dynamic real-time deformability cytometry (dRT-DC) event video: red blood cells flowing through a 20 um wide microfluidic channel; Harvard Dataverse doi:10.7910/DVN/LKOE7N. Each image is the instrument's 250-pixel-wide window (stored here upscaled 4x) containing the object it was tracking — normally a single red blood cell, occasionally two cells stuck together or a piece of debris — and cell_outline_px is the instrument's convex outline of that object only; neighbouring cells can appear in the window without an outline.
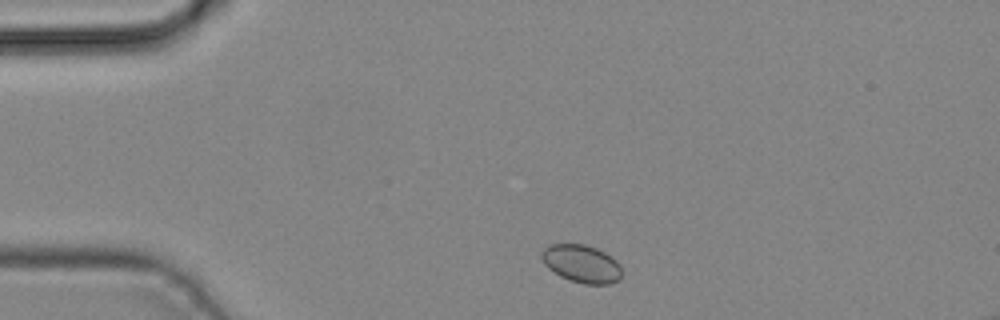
{"species": "common noctule bat (a hibernating species)", "species_latin": "Nyctalus noctula", "temperature_condition": "cold", "stored_images_in_passage": 39, "camera_frame_rate_fps": 3000, "um_per_image_px": 0.085, "animal": {"sex": "male", "body_mass_g": 19.2, "forearm_length_mm": 51.8}, "frame": {"image": 1, "passage_image": 2, "time_ms": 0.333, "image_size_px": [1000, 320], "cell_outline_px": [[620, 280], [608, 284], [584, 284], [568, 280], [560, 276], [548, 268], [544, 264], [540, 256], [540, 252], [548, 244], [584, 244], [596, 248], [604, 252], [616, 260], [620, 264]], "centroid_in_image_um": [49.4, 22.41], "position_along_channel_um": 35.6, "area_um2": 17.8}}
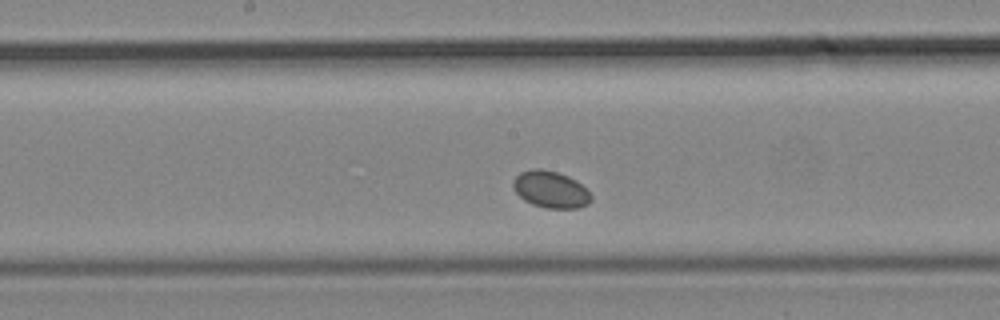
{"frame": {"image": 2, "passage_image": 16, "time_ms": 5.0, "image_size_px": [1000, 320], "cell_outline_px": [[592, 200], [588, 204], [580, 208], [544, 208], [532, 204], [524, 200], [512, 188], [512, 180], [520, 172], [532, 168], [540, 168], [556, 172], [568, 176], [576, 180], [588, 188], [592, 196]], "centroid_in_image_um": [46.82, 16.1], "position_along_channel_um": 201.4, "area_um2": 17.05}}
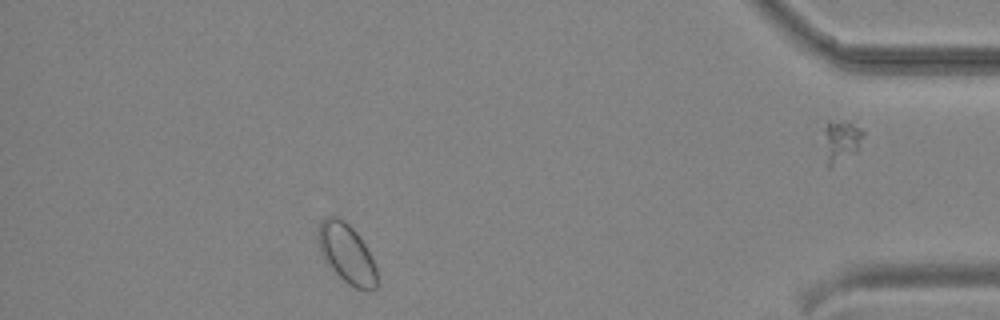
{"frame": {"image": 3, "passage_image": 33, "time_ms": 10.667, "image_size_px": [1000, 320], "cell_outline_px": [[376, 288], [368, 292], [356, 288], [348, 284], [324, 260], [320, 252], [316, 240], [316, 236], [320, 220], [328, 216], [336, 216], [344, 220], [356, 232], [364, 244], [376, 268]], "centroid_in_image_um": [29.42, 21.53], "position_along_channel_um": 405.8, "area_um2": 20.29}}